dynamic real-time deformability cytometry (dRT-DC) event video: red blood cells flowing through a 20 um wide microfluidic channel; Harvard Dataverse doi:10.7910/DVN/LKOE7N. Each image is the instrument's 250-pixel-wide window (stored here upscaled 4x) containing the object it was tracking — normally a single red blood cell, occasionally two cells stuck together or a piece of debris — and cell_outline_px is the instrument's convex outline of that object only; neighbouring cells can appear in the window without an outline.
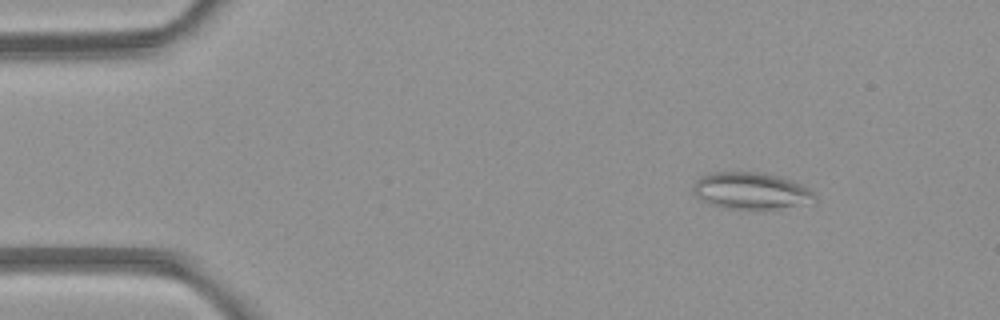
{"species": "common noctule bat (a hibernating species)", "species_latin": "Nyctalus noctula", "temperature_condition": "room temperature", "stored_images_in_passage": 3, "camera_frame_rate_fps": 3000, "um_per_image_px": 0.085, "animal": {"sex": "female", "body_mass_g": 21.9}, "frame": {"image": 1, "passage_image": 1, "time_ms": 0.0, "image_size_px": [1000, 320], "cell_outline_px": [[816, 204], [776, 208], [724, 208], [700, 200], [692, 192], [692, 188], [696, 180], [700, 176], [716, 172], [764, 172], [780, 176], [800, 184], [808, 188], [816, 196]], "centroid_in_image_um": [63.86, 16.21], "position_along_channel_um": 21.1, "area_um2": 26.18}}